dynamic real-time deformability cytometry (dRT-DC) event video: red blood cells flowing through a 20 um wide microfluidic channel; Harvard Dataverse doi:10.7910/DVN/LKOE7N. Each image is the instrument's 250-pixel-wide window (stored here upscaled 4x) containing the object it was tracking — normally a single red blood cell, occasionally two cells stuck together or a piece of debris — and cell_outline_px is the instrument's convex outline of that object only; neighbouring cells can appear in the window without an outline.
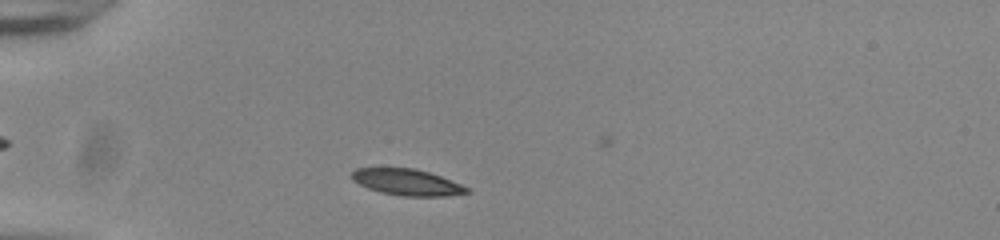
{"species": "common noctule bat (a hibernating species)", "species_latin": "Nyctalus noctula", "temperature_condition": "room temperature", "stored_images_in_passage": 40, "camera_frame_rate_fps": 3000, "um_per_image_px": 0.085, "animal": {"sex": "male", "body_mass_g": 20.0, "forearm_length_mm": 53.3}, "frame": {"image": 1, "passage_image": 5, "time_ms": 1.333, "image_size_px": [1000, 240], "cell_outline_px": [[472, 192], [448, 196], [404, 196], [380, 192], [368, 188], [352, 180], [352, 172], [356, 168], [416, 168], [440, 176], [472, 188]], "centroid_in_image_um": [34.65, 15.49], "position_along_channel_um": 50.3, "area_um2": 17.69}}
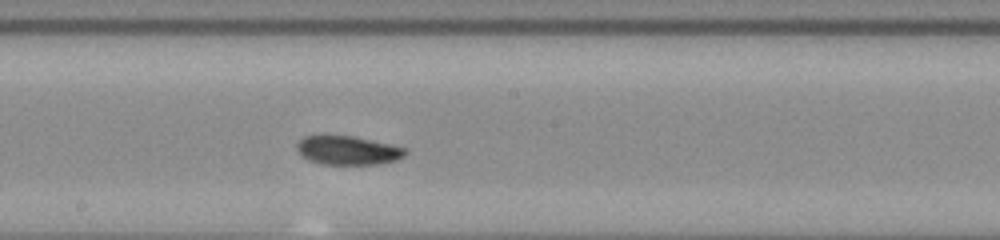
{"frame": {"image": 2, "passage_image": 20, "time_ms": 6.333, "image_size_px": [1000, 240], "cell_outline_px": [[408, 152], [404, 156], [396, 160], [380, 164], [320, 164], [308, 160], [296, 148], [296, 144], [304, 136], [352, 136], [408, 148]], "centroid_in_image_um": [29.6, 12.79], "position_along_channel_um": 218.6, "area_um2": 18.09}}
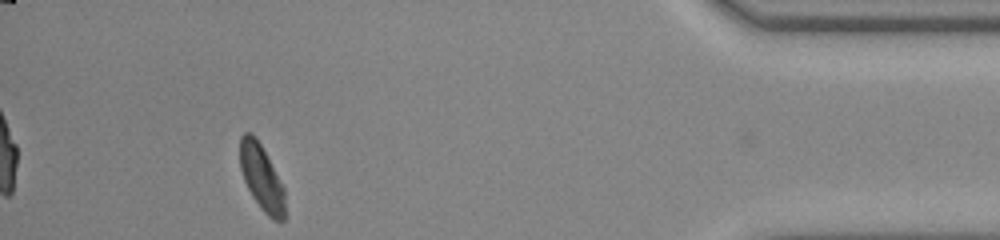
{"frame": {"image": 3, "passage_image": 39, "time_ms": 12.667, "image_size_px": [1000, 240], "cell_outline_px": [[284, 220], [272, 220], [260, 208], [252, 196], [244, 180], [240, 168], [240, 136], [244, 132], [252, 132], [256, 136], [284, 188]], "centroid_in_image_um": [22.21, 15.07], "position_along_channel_um": 413.0, "area_um2": 17.05}, "authors_computed_cell_mechanics": {"area_um2": 18.1203, "velocity_mm_per_s": 3.8396, "shape_relaxation_time_tau1_ms": 3.4378, "shape_relaxation_time_tau2_ms": 2.6469, "deformation_change_tau1": 0.1204, "deformation_change_tau2": 0.0764}}